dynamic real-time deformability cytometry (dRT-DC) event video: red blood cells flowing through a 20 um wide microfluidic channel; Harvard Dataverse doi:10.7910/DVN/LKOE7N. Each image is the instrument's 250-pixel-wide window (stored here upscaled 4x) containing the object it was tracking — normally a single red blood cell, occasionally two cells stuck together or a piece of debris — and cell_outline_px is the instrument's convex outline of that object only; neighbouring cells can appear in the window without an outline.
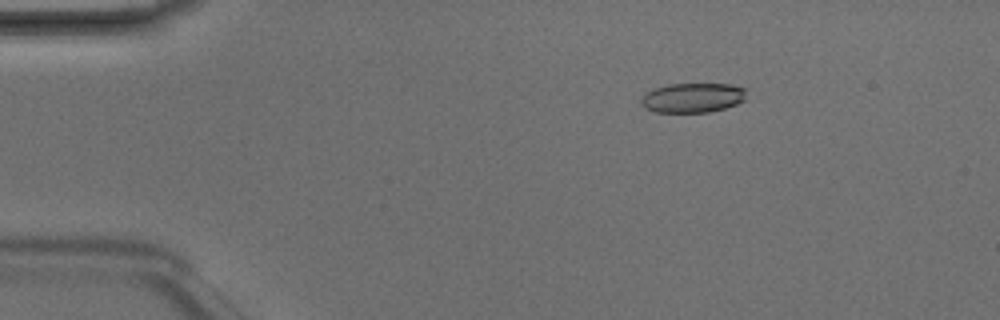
{"species": "Egyptian fruit bat (a non-hibernating species)", "species_latin": "Rousettus aegyptiacus", "temperature_condition": "room temperature", "stored_images_in_passage": 8, "camera_frame_rate_fps": 3000, "um_per_image_px": 0.085, "animal": {"sex": "male"}, "frame": {"image": 1, "passage_image": 3, "time_ms": 0.667, "image_size_px": [1000, 320], "cell_outline_px": [[748, 88], [744, 100], [736, 104], [724, 108], [708, 112], [656, 112], [644, 108], [640, 100], [648, 92], [656, 88], [668, 84], [732, 84]], "centroid_in_image_um": [58.92, 8.3], "position_along_channel_um": 26.1, "area_um2": 18.15}}
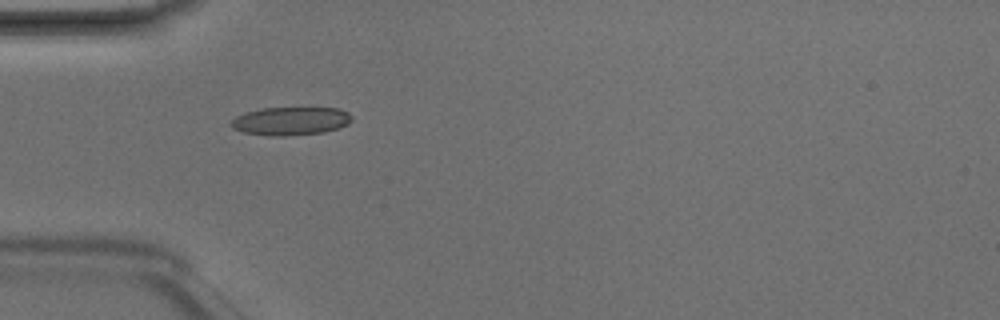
{"frame": {"image": 2, "passage_image": 5, "time_ms": 1.333, "image_size_px": [1000, 320], "cell_outline_px": [[352, 120], [348, 124], [324, 132], [284, 136], [272, 136], [244, 132], [232, 128], [228, 124], [236, 116], [244, 112], [260, 108], [336, 108], [348, 112], [352, 116]], "centroid_in_image_um": [24.67, 10.28], "position_along_channel_um": 60.3, "area_um2": 19.88}}